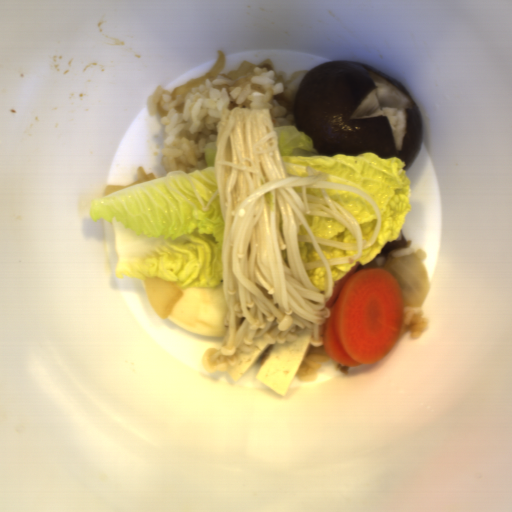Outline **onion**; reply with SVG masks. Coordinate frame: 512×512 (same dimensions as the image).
I'll return each mask as SVG.
<instances>
[{
  "label": "onion",
  "mask_w": 512,
  "mask_h": 512,
  "mask_svg": "<svg viewBox=\"0 0 512 512\" xmlns=\"http://www.w3.org/2000/svg\"><path fill=\"white\" fill-rule=\"evenodd\" d=\"M382 269L391 272L399 282L403 304L423 307L431 285L427 266L416 252L400 257H386Z\"/></svg>",
  "instance_id": "06740285"
},
{
  "label": "onion",
  "mask_w": 512,
  "mask_h": 512,
  "mask_svg": "<svg viewBox=\"0 0 512 512\" xmlns=\"http://www.w3.org/2000/svg\"><path fill=\"white\" fill-rule=\"evenodd\" d=\"M137 174H138L137 181L134 182V183H131L129 185H108L106 190H105V193H104L103 197L107 196L109 194L118 192L120 190H123V189L129 188V187L138 185L140 183H143V182H146V181H149V180H152V179H157L153 173H145V171H144L142 166L138 167Z\"/></svg>",
  "instance_id": "2ce2d468"
},
{
  "label": "onion",
  "mask_w": 512,
  "mask_h": 512,
  "mask_svg": "<svg viewBox=\"0 0 512 512\" xmlns=\"http://www.w3.org/2000/svg\"><path fill=\"white\" fill-rule=\"evenodd\" d=\"M273 66V60L272 58L269 57L263 60L260 64H254L248 60H244L243 62H241L237 70L229 72L228 77L229 80H239L240 78L248 74L253 68H262L271 71L273 70Z\"/></svg>",
  "instance_id": "23ac38db"
},
{
  "label": "onion",
  "mask_w": 512,
  "mask_h": 512,
  "mask_svg": "<svg viewBox=\"0 0 512 512\" xmlns=\"http://www.w3.org/2000/svg\"><path fill=\"white\" fill-rule=\"evenodd\" d=\"M144 288L154 314L162 320L171 315L183 293V289L178 288L175 281L149 276L144 278Z\"/></svg>",
  "instance_id": "6bf65262"
},
{
  "label": "onion",
  "mask_w": 512,
  "mask_h": 512,
  "mask_svg": "<svg viewBox=\"0 0 512 512\" xmlns=\"http://www.w3.org/2000/svg\"><path fill=\"white\" fill-rule=\"evenodd\" d=\"M225 64H226L225 55H224V52L222 51V49L220 48L218 50L217 61L208 70V72L200 78H192L191 80L184 83L183 85L174 87L170 93L172 99H175V100L180 99L181 97L186 95L191 88L196 87L201 84H204L205 80L213 81L216 77H218L221 74Z\"/></svg>",
  "instance_id": "55239325"
}]
</instances>
